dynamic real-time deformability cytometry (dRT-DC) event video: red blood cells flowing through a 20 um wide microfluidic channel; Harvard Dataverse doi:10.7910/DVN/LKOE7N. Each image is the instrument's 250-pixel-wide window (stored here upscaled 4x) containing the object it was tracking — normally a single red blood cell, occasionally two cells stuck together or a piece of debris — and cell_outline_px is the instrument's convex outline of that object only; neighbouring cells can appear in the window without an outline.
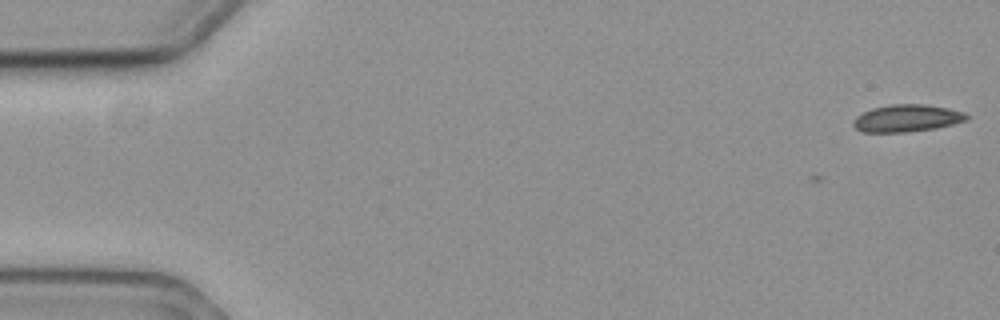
{"species": "common noctule bat (a hibernating species)", "species_latin": "Nyctalus noctula", "temperature_condition": "cold", "stored_images_in_passage": 7, "camera_frame_rate_fps": 3000, "um_per_image_px": 0.085, "animal": {"sex": "female", "body_mass_g": 19.3, "forearm_length_mm": 54.1}, "frame": {"image": 1, "passage_image": 1, "time_ms": 0.0, "image_size_px": [1000, 320], "cell_outline_px": [[968, 120], [936, 128], [904, 132], [860, 132], [852, 124], [852, 120], [856, 116], [872, 108], [892, 104], [924, 104], [948, 108], [964, 112], [968, 116]], "centroid_in_image_um": [77.06, 10.05], "position_along_channel_um": 7.9, "area_um2": 17.98}}